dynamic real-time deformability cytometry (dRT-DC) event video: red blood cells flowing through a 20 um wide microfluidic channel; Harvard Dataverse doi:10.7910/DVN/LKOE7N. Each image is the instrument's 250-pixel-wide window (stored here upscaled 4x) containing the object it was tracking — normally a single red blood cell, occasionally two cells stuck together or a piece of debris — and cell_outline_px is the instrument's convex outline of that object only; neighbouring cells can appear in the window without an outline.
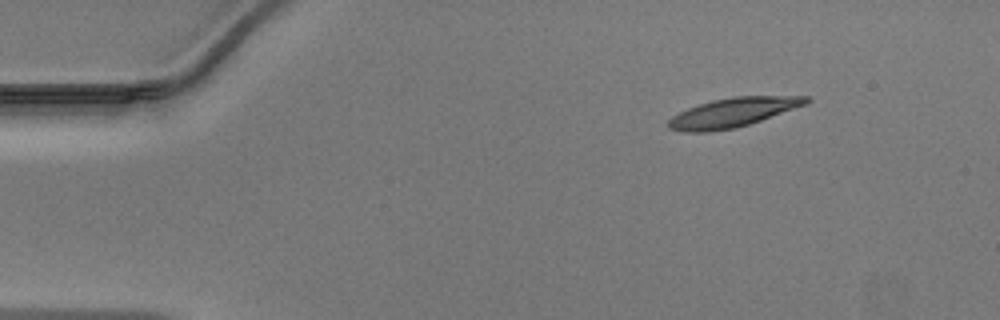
{"species": "Egyptian fruit bat (a non-hibernating species)", "species_latin": "Rousettus aegyptiacus", "temperature_condition": "warm", "stored_images_in_passage": 43, "camera_frame_rate_fps": 3000, "um_per_image_px": 0.085, "animal": {"sex": "male"}, "frame": {"image": 1, "passage_image": 1, "time_ms": 0.0, "image_size_px": [1000, 320], "cell_outline_px": [[812, 100], [808, 104], [736, 128], [708, 132], [684, 132], [668, 128], [668, 120], [672, 116], [688, 108], [712, 100], [732, 96], [808, 96]], "centroid_in_image_um": [62.3, 9.56], "position_along_channel_um": 22.7, "area_um2": 23.41}}
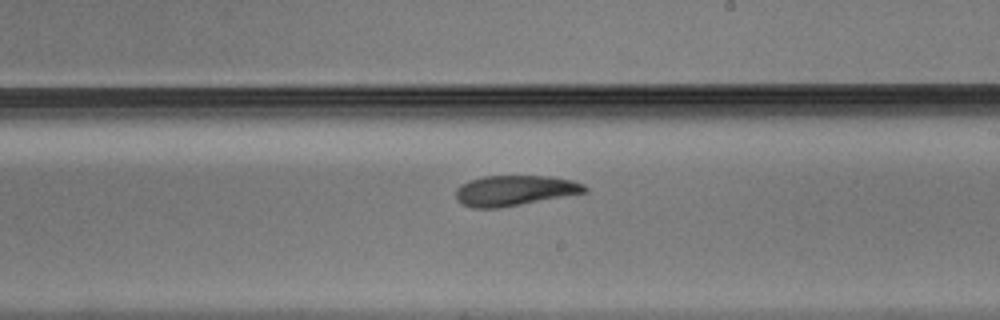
{"frame": {"image": 2, "passage_image": 23, "time_ms": 7.333, "image_size_px": [1000, 320], "cell_outline_px": [[588, 192], [500, 208], [472, 208], [460, 204], [456, 200], [456, 188], [460, 184], [484, 176], [552, 176], [572, 180], [584, 184], [588, 188]], "centroid_in_image_um": [43.74, 16.2], "position_along_channel_um": 245.3, "area_um2": 23.0}}
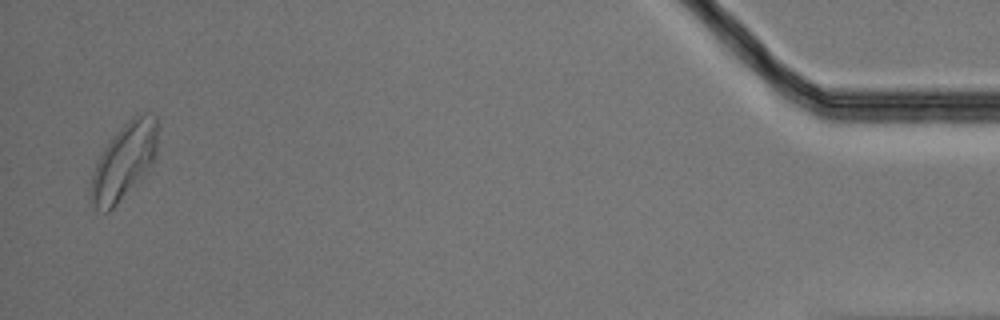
{"frame": {"image": 3, "passage_image": 42, "time_ms": 13.667, "image_size_px": [1000, 320], "cell_outline_px": [[160, 124], [156, 156], [140, 180], [108, 212], [92, 212], [88, 196], [88, 188], [92, 172], [104, 148], [116, 132], [136, 112], [144, 112], [156, 116]], "centroid_in_image_um": [10.52, 13.72], "position_along_channel_um": 424.7, "area_um2": 30.52}}